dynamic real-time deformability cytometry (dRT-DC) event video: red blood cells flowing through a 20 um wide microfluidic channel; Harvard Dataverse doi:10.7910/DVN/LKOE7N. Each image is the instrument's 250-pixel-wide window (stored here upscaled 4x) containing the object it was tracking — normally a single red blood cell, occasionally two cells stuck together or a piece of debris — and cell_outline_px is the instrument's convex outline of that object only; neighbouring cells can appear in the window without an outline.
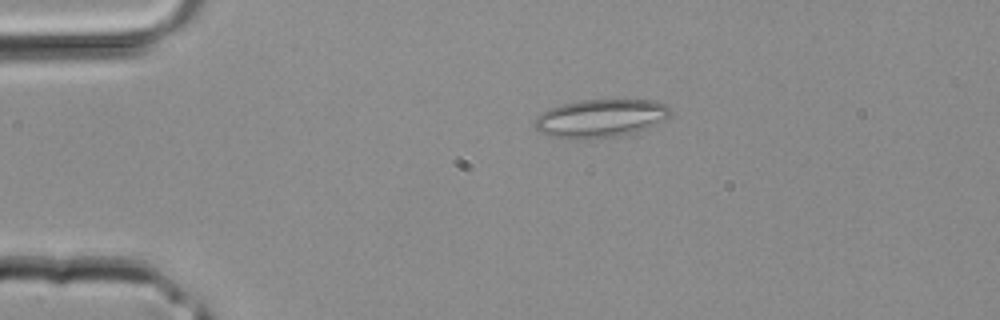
{"species": "common noctule bat (a hibernating species)", "species_latin": "Nyctalus noctula", "temperature_condition": "room temperature", "stored_images_in_passage": 2, "camera_frame_rate_fps": 3000, "um_per_image_px": 0.085, "animal": {"sex": "male", "body_mass_g": 20.4}, "frame": {"image": 1, "passage_image": 2, "time_ms": 0.333, "image_size_px": [1000, 320], "cell_outline_px": [[672, 112], [664, 120], [636, 132], [616, 136], [568, 140], [548, 136], [540, 132], [536, 128], [536, 116], [560, 104], [584, 100], [648, 100], [664, 104]], "centroid_in_image_um": [51.01, 10.07], "position_along_channel_um": 34.0, "area_um2": 29.82}}